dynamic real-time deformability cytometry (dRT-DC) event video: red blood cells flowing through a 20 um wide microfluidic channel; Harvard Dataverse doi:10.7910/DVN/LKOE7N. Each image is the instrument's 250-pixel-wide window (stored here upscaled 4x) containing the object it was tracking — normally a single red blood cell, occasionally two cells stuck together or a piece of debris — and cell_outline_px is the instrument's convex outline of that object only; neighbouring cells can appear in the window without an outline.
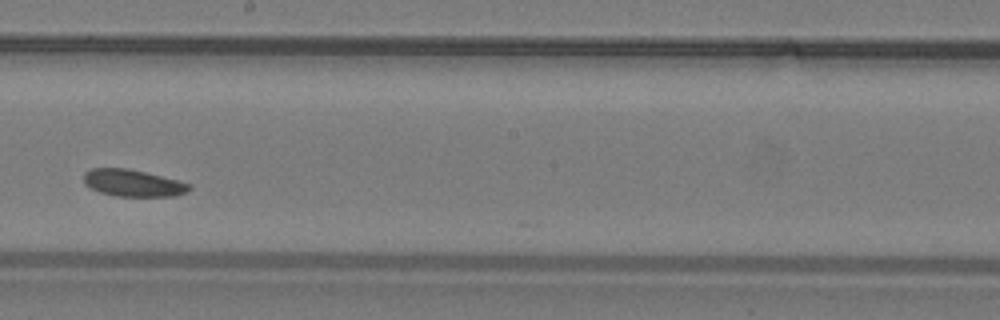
{"species": "common noctule bat (a hibernating species)", "species_latin": "Nyctalus noctula", "temperature_condition": "warm", "stored_images_in_passage": 29, "camera_frame_rate_fps": 3000, "um_per_image_px": 0.085, "animal": {"sex": "male", "body_mass_g": 19.2, "forearm_length_mm": 51.8}, "frame": {"image": 1, "passage_image": 13, "time_ms": 4.0, "image_size_px": [1000, 320], "cell_outline_px": [[192, 188], [188, 192], [172, 196], [116, 196], [100, 192], [84, 184], [84, 172], [92, 168], [128, 168], [192, 184]], "centroid_in_image_um": [11.3, 15.56], "position_along_channel_um": 236.9, "area_um2": 16.47}}